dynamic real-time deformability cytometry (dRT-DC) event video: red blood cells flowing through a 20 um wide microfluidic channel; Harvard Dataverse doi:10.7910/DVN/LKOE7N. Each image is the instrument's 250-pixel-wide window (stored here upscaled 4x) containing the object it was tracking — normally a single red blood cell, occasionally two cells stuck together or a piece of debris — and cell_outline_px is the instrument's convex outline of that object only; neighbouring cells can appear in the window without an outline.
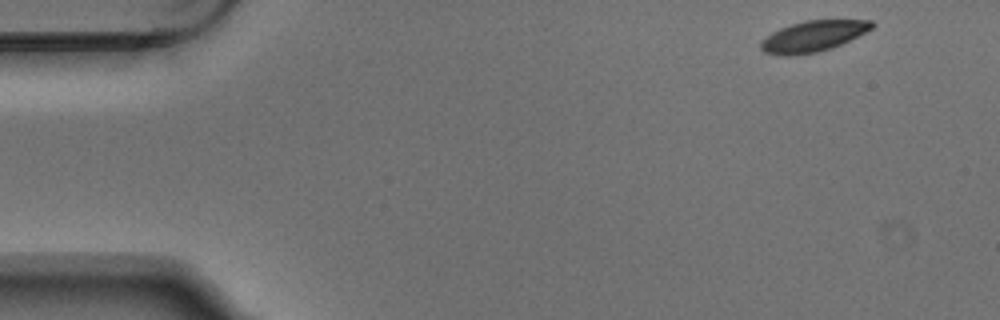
{"species": "Egyptian fruit bat (a non-hibernating species)", "species_latin": "Rousettus aegyptiacus", "temperature_condition": "warm", "stored_images_in_passage": 4, "camera_frame_rate_fps": 3000, "um_per_image_px": 0.085, "animal": {"sex": "male"}, "frame": {"image": 1, "passage_image": 1, "time_ms": 0.0, "image_size_px": [1000, 320], "cell_outline_px": [[876, 24], [872, 28], [840, 44], [816, 52], [792, 56], [788, 56], [764, 52], [760, 48], [760, 40], [772, 32], [780, 28], [804, 20], [872, 20]], "centroid_in_image_um": [69.07, 3.07], "position_along_channel_um": 15.9, "area_um2": 19.71}}
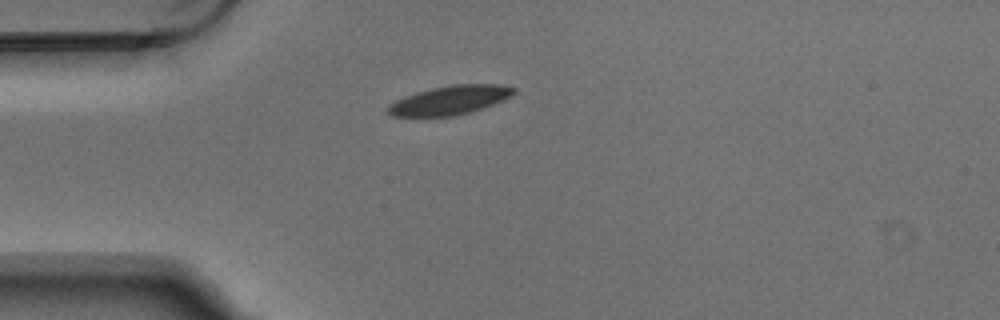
{"frame": {"image": 2, "passage_image": 4, "time_ms": 1.0, "image_size_px": [1000, 320], "cell_outline_px": [[516, 92], [512, 96], [504, 100], [468, 112], [452, 116], [392, 116], [388, 112], [388, 104], [404, 96], [416, 92], [432, 88], [452, 84], [500, 84], [516, 88]], "centroid_in_image_um": [38.25, 8.5], "position_along_channel_um": 46.8, "area_um2": 21.1}}